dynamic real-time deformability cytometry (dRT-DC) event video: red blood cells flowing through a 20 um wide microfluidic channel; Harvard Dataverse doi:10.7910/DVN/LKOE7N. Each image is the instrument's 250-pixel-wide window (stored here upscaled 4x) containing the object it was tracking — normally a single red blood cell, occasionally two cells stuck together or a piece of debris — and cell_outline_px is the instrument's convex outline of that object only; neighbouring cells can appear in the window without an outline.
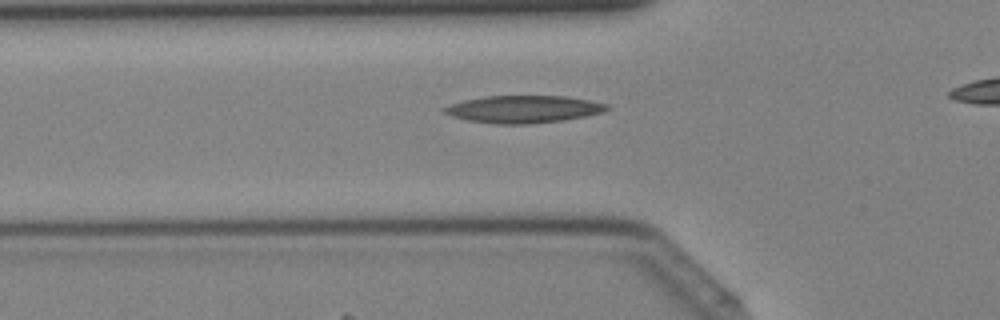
{"species": "Egyptian fruit bat (a non-hibernating species)", "species_latin": "Rousettus aegyptiacus", "temperature_condition": "cold", "stored_images_in_passage": 25, "camera_frame_rate_fps": 3000, "um_per_image_px": 0.085, "animal": {"sex": "female"}, "frame": {"image": 1, "passage_image": 5, "time_ms": 1.333, "image_size_px": [1000, 320], "cell_outline_px": [[612, 108], [604, 112], [564, 120], [532, 124], [496, 124], [468, 120], [452, 116], [444, 112], [440, 108], [464, 100], [484, 96], [564, 96], [588, 100], [608, 104]], "centroid_in_image_um": [44.51, 9.28], "position_along_channel_um": 81.3, "area_um2": 25.95}}
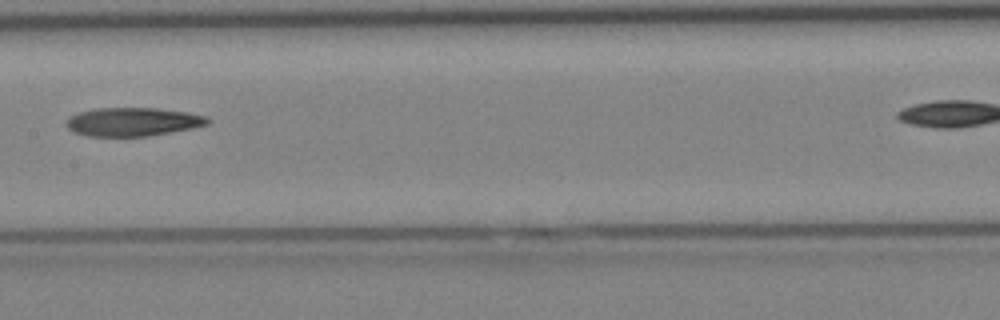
{"frame": {"image": 2, "passage_image": 12, "time_ms": 3.667, "image_size_px": [1000, 320], "cell_outline_px": [[212, 120], [208, 124], [192, 128], [148, 136], [88, 136], [72, 132], [64, 124], [64, 120], [68, 116], [80, 112], [96, 108], [156, 108], [188, 112], [208, 116]], "centroid_in_image_um": [11.26, 10.35], "position_along_channel_um": 196.1, "area_um2": 23.76}}
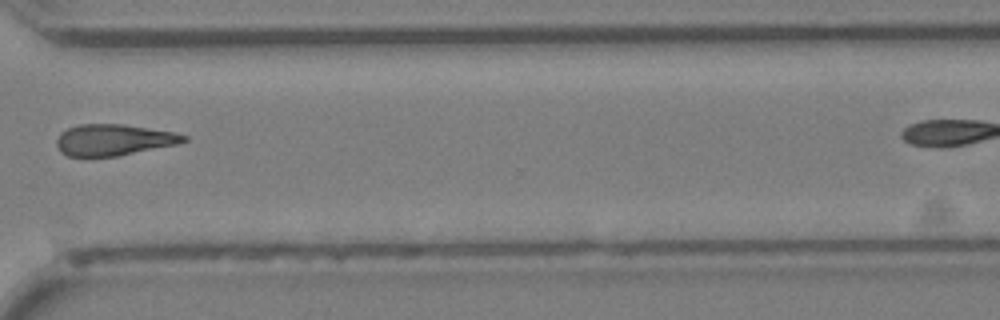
{"frame": {"image": 3, "passage_image": 22, "time_ms": 7.0, "image_size_px": [1000, 320], "cell_outline_px": [[188, 140], [180, 144], [116, 156], [68, 156], [60, 152], [56, 144], [56, 140], [60, 132], [68, 128], [80, 124], [120, 124], [176, 132], [188, 136]], "centroid_in_image_um": [9.68, 11.89], "position_along_channel_um": 360.9, "area_um2": 23.24}}